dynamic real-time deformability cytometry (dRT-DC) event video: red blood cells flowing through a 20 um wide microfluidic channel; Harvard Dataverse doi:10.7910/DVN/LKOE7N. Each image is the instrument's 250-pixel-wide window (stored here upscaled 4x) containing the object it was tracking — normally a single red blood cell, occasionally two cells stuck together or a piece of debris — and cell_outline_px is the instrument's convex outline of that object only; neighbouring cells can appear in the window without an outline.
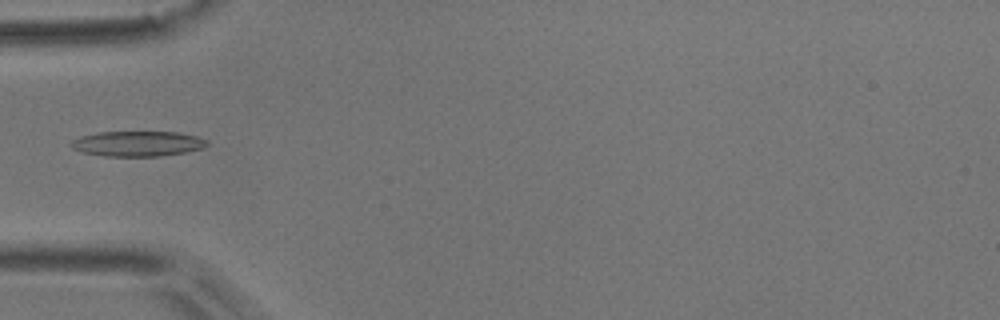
{"species": "common noctule bat (a hibernating species)", "species_latin": "Nyctalus noctula", "temperature_condition": "room temperature", "stored_images_in_passage": 1, "camera_frame_rate_fps": 3000, "um_per_image_px": 0.085, "animal": {"sex": "male", "body_mass_g": 17.9}, "frame": {"image": 1, "passage_image": 1, "time_ms": 0.0, "image_size_px": [1000, 320], "cell_outline_px": [[208, 144], [200, 148], [184, 152], [160, 156], [104, 156], [80, 152], [72, 148], [68, 144], [72, 140], [80, 136], [100, 132], [176, 132], [196, 136], [208, 140]], "centroid_in_image_um": [11.63, 12.21], "position_along_channel_um": 73.4, "area_um2": 19.94}}